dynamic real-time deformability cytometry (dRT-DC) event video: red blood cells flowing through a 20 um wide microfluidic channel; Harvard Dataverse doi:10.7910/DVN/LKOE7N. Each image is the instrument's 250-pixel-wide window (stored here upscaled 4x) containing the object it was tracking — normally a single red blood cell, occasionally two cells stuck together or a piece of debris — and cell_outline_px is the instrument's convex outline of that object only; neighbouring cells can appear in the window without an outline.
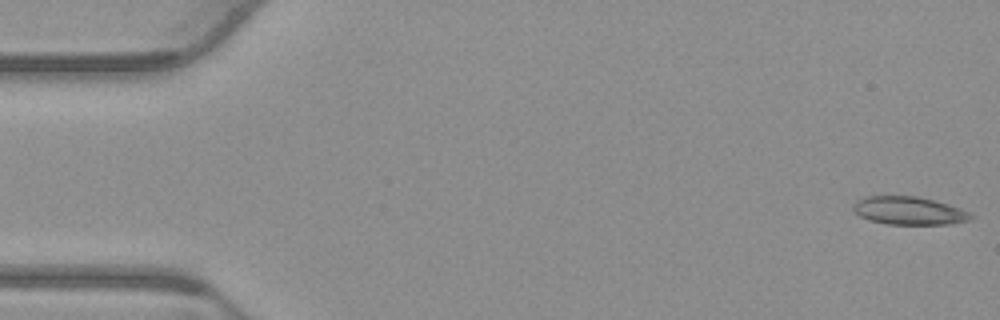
{"species": "common noctule bat (a hibernating species)", "species_latin": "Nyctalus noctula", "temperature_condition": "warm", "stored_images_in_passage": 53, "camera_frame_rate_fps": 3000, "um_per_image_px": 0.085, "animal": {"sex": "male", "body_mass_g": 23.1, "forearm_length_mm": 52.7}, "frame": {"image": 1, "passage_image": 1, "time_ms": 0.0, "image_size_px": [1000, 320], "cell_outline_px": [[972, 216], [968, 220], [948, 224], [884, 224], [868, 220], [860, 216], [852, 208], [852, 204], [868, 196], [916, 196], [948, 204], [960, 208], [968, 212]], "centroid_in_image_um": [77.22, 17.91], "position_along_channel_um": 7.8, "area_um2": 18.96}}
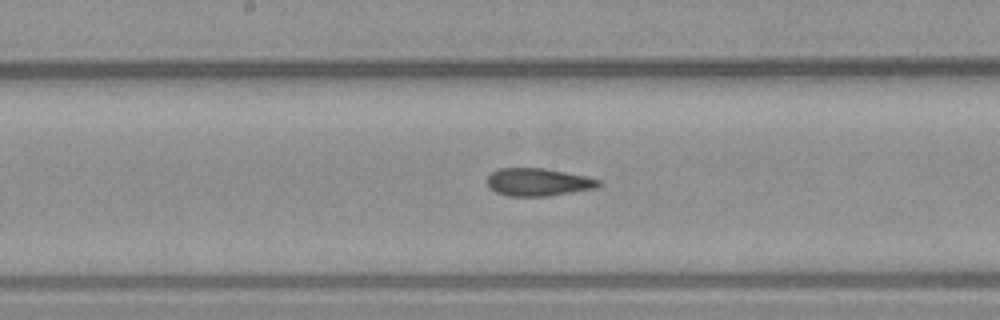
{"frame": {"image": 2, "passage_image": 27, "time_ms": 8.667, "image_size_px": [1000, 320], "cell_outline_px": [[604, 184], [596, 188], [548, 196], [508, 196], [496, 192], [488, 188], [488, 176], [492, 172], [500, 168], [544, 168], [588, 176], [604, 180]], "centroid_in_image_um": [45.81, 15.48], "position_along_channel_um": 202.4, "area_um2": 18.26}}
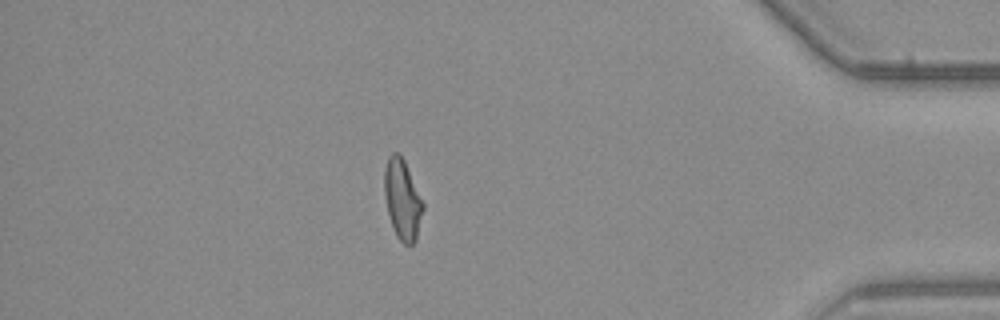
{"frame": {"image": 3, "passage_image": 46, "time_ms": 15.0, "image_size_px": [1000, 320], "cell_outline_px": [[424, 208], [416, 240], [412, 244], [404, 244], [396, 236], [388, 212], [384, 196], [384, 168], [388, 156], [392, 152], [400, 152], [404, 160], [424, 204]], "centroid_in_image_um": [34.19, 16.93], "position_along_channel_um": 401.0, "area_um2": 18.03}, "authors_computed_cell_mechanics": {"area_um2": 18.5538, "velocity_mm_per_s": 3.8581, "shape_relaxation_time_tau1_ms": null, "shape_relaxation_time_tau2_ms": 4.4494, "deformation_change_tau1": null, "deformation_change_tau2": 0.13}}